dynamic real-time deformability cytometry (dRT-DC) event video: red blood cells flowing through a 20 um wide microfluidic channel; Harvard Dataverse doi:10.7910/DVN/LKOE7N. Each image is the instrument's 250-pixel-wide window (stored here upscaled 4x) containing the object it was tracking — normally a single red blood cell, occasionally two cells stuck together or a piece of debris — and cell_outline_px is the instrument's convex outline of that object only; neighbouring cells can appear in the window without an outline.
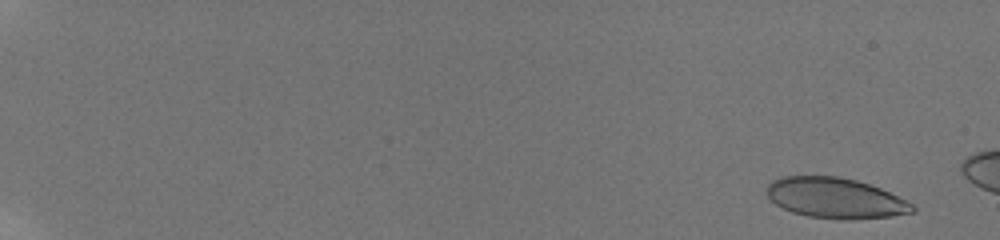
{"species": "human", "species_latin": "Homo sapiens", "temperature_condition": "room temperature", "stored_images_in_passage": 9, "camera_frame_rate_fps": 3000, "um_per_image_px": 0.085, "donor": {"sex": "male"}, "frame": {"image": 1, "passage_image": 3, "time_ms": 1.0, "image_size_px": [1000, 240], "cell_outline_px": [[916, 212], [892, 216], [848, 220], [840, 220], [808, 216], [792, 212], [776, 204], [768, 196], [768, 184], [772, 180], [780, 176], [836, 176], [856, 180], [880, 188], [912, 204], [916, 208]], "centroid_in_image_um": [71.0, 16.84], "position_along_channel_um": 14.0, "area_um2": 34.22}}